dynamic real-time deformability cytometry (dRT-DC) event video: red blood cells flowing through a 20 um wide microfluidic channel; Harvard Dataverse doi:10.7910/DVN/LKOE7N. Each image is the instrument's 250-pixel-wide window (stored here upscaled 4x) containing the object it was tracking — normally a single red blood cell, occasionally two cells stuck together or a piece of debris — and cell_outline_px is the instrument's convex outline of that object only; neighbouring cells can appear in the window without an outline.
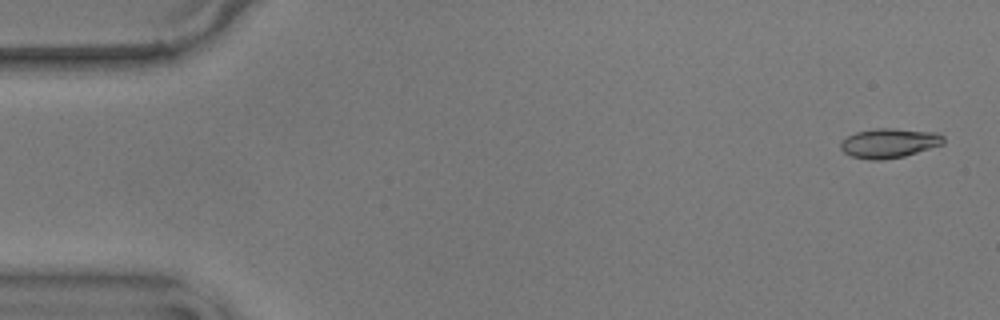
{"species": "common noctule bat (a hibernating species)", "species_latin": "Nyctalus noctula", "temperature_condition": "warm", "stored_images_in_passage": 56, "camera_frame_rate_fps": 3000, "um_per_image_px": 0.085, "animal": {"sex": "male", "body_mass_g": 17.9}, "frame": {"image": 1, "passage_image": 2, "time_ms": 0.333, "image_size_px": [1000, 320], "cell_outline_px": [[944, 144], [904, 156], [880, 160], [872, 160], [852, 156], [844, 152], [840, 148], [840, 140], [856, 132], [876, 128], [892, 128], [936, 132], [944, 136]], "centroid_in_image_um": [75.58, 12.15], "position_along_channel_um": 9.4, "area_um2": 17.69}}
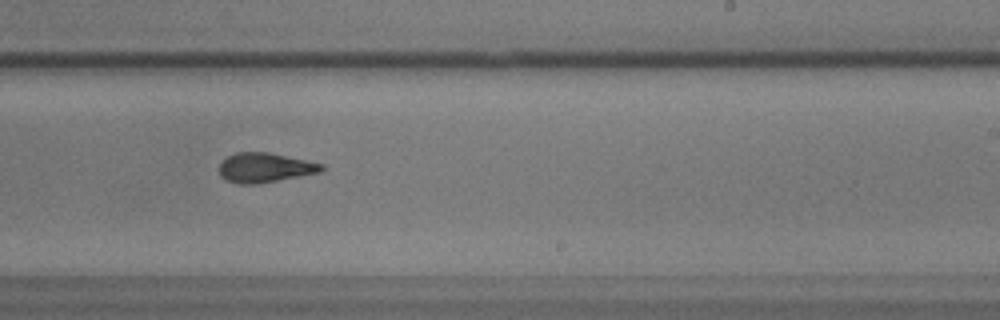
{"frame": {"image": 2, "passage_image": 34, "time_ms": 11.0, "image_size_px": [1000, 320], "cell_outline_px": [[324, 168], [320, 172], [256, 184], [240, 184], [228, 180], [220, 176], [220, 160], [236, 152], [268, 152], [324, 164]], "centroid_in_image_um": [22.49, 14.24], "position_along_channel_um": 266.5, "area_um2": 17.46}}
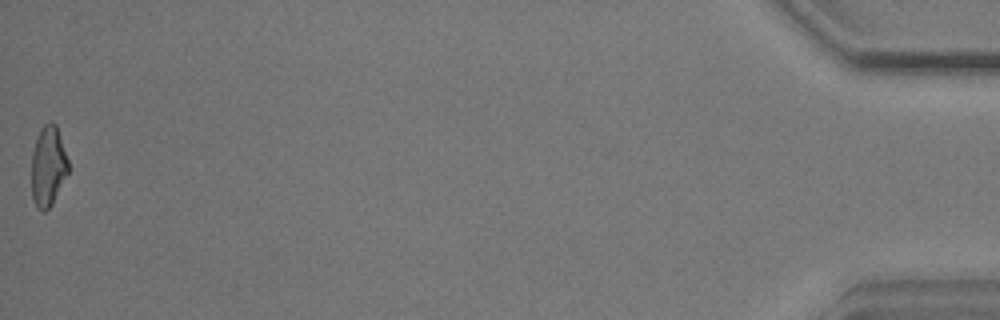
{"frame": {"image": 3, "passage_image": 56, "time_ms": 18.333, "image_size_px": [1000, 320], "cell_outline_px": [[68, 172], [52, 204], [44, 212], [36, 208], [32, 200], [32, 152], [40, 128], [44, 124], [56, 124], [68, 160]], "centroid_in_image_um": [4.08, 14.16], "position_along_channel_um": 431.1, "area_um2": 16.99}, "authors_computed_cell_mechanics": {"area_um2": 17.7446, "velocity_mm_per_s": 3.5974, "shape_relaxation_time_tau1_ms": 7.2367, "shape_relaxation_time_tau2_ms": 2.6115, "deformation_change_tau1": 0.2218, "deformation_change_tau2": 0.1092}}